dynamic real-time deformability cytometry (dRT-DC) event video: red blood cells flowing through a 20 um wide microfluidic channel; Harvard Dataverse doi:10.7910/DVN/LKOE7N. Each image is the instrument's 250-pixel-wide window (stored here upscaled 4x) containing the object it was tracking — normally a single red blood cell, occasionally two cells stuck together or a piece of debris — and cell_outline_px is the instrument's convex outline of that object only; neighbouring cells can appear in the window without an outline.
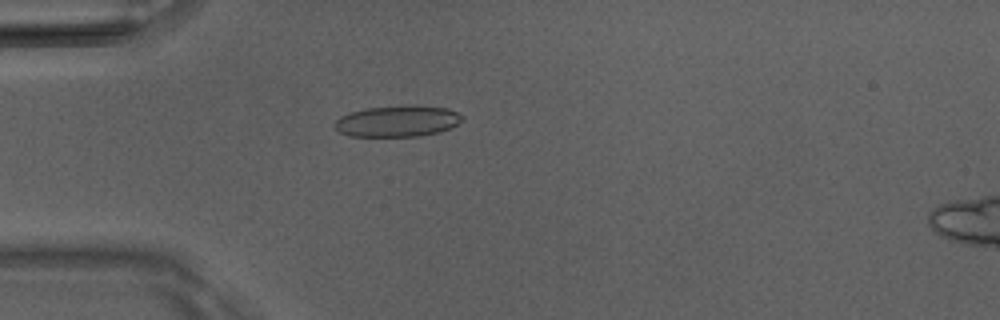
{"species": "Egyptian fruit bat (a non-hibernating species)", "species_latin": "Rousettus aegyptiacus", "temperature_condition": "room temperature", "stored_images_in_passage": 51, "camera_frame_rate_fps": 3000, "um_per_image_px": 0.085, "animal": {"sex": "male"}, "frame": {"image": 1, "passage_image": 15, "time_ms": 4.667, "image_size_px": [1000, 320], "cell_outline_px": [[464, 120], [440, 132], [420, 136], [348, 136], [340, 132], [332, 124], [340, 116], [352, 112], [368, 108], [412, 104], [448, 108], [464, 116]], "centroid_in_image_um": [33.8, 10.29], "position_along_channel_um": 51.2, "area_um2": 23.35}}
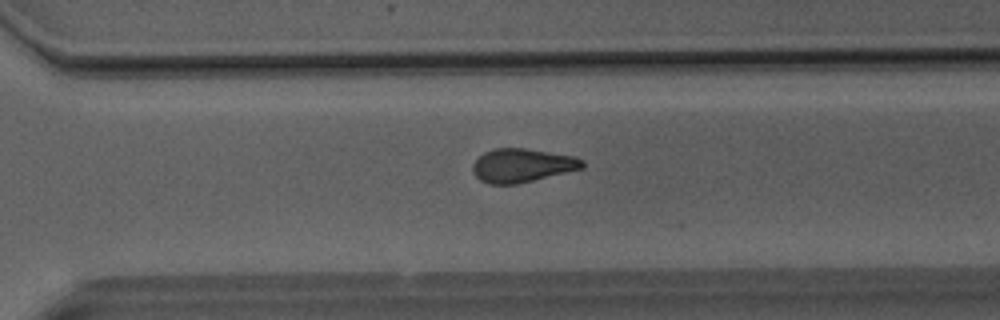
{"frame": {"image": 2, "passage_image": 36, "time_ms": 11.667, "image_size_px": [1000, 320], "cell_outline_px": [[584, 168], [516, 184], [488, 184], [480, 180], [472, 172], [472, 164], [484, 152], [492, 148], [524, 148], [572, 156], [584, 160]], "centroid_in_image_um": [44.34, 14.06], "position_along_channel_um": 326.3, "area_um2": 21.39}}
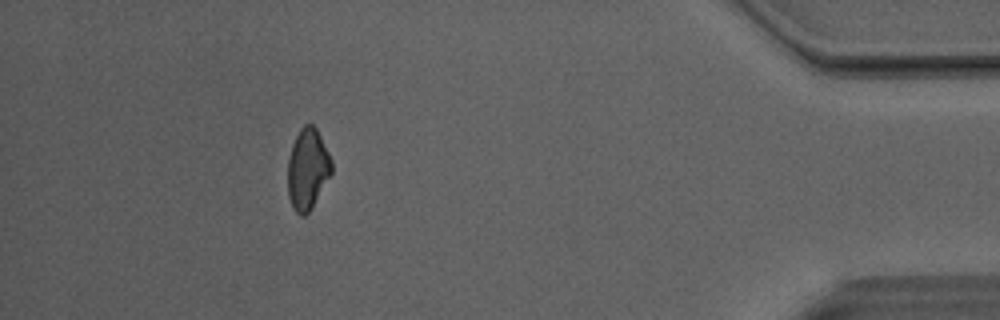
{"frame": {"image": 3, "passage_image": 46, "time_ms": 15.0, "image_size_px": [1000, 320], "cell_outline_px": [[332, 172], [312, 208], [304, 216], [300, 216], [292, 208], [288, 196], [288, 160], [292, 144], [300, 128], [304, 124], [312, 124], [316, 128], [332, 160]], "centroid_in_image_um": [26.14, 14.39], "position_along_channel_um": 409.1, "area_um2": 20.69}, "authors_computed_cell_mechanics": {"area_um2": 22.1952, "velocity_mm_per_s": 4.1061, "shape_relaxation_time_tau1_ms": null, "shape_relaxation_time_tau2_ms": 2.678, "deformation_change_tau1": null, "deformation_change_tau2": 0.1066}}